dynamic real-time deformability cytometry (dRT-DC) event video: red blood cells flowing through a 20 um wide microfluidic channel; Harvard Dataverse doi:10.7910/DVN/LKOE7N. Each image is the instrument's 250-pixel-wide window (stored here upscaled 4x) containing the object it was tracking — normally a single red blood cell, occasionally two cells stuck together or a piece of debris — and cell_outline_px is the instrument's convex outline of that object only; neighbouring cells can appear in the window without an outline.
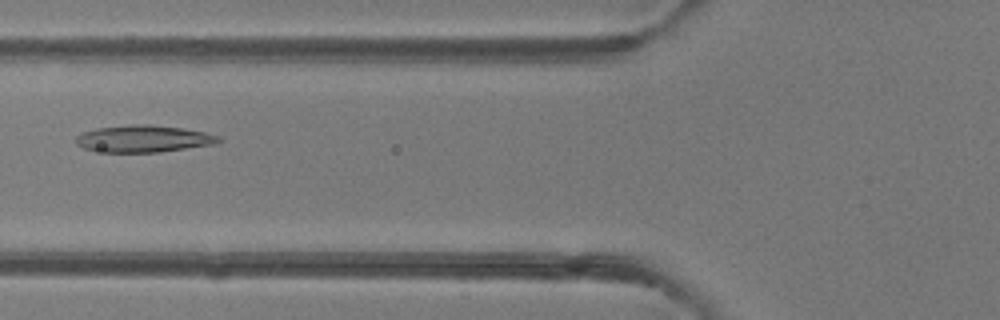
{"species": "common noctule bat (a hibernating species)", "species_latin": "Nyctalus noctula", "temperature_condition": "room temperature", "stored_images_in_passage": 34, "camera_frame_rate_fps": 3000, "um_per_image_px": 0.085, "animal": {"sex": "female"}, "frame": {"image": 1, "passage_image": 5, "time_ms": 1.333, "image_size_px": [1000, 320], "cell_outline_px": [[220, 140], [216, 144], [160, 152], [104, 152], [84, 148], [76, 144], [76, 136], [84, 132], [96, 128], [128, 124], [148, 124], [184, 128], [204, 132], [220, 136]], "centroid_in_image_um": [12.21, 11.79], "position_along_channel_um": 113.6, "area_um2": 22.48}}
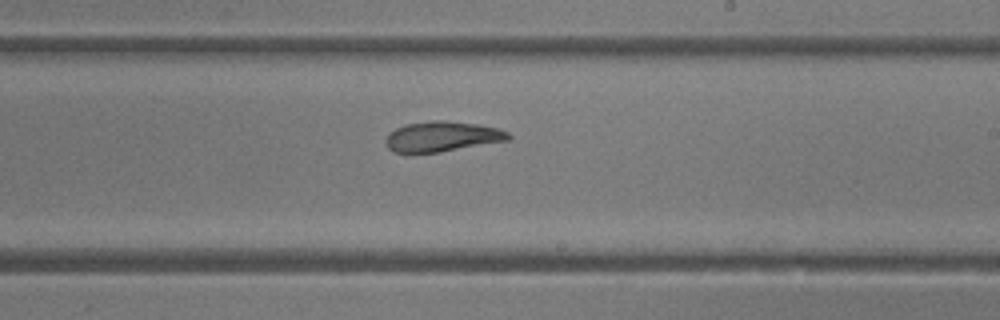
{"frame": {"image": 2, "passage_image": 15, "time_ms": 4.667, "image_size_px": [1000, 320], "cell_outline_px": [[512, 136], [508, 140], [440, 152], [392, 152], [388, 148], [384, 140], [388, 132], [404, 124], [432, 120], [444, 120], [476, 124], [500, 128], [508, 132]], "centroid_in_image_um": [37.55, 11.59], "position_along_channel_um": 251.4, "area_um2": 21.68}}
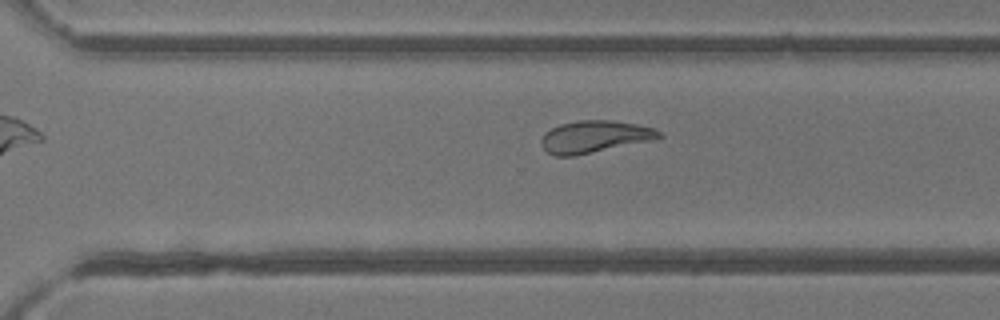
{"frame": {"image": 3, "passage_image": 20, "time_ms": 6.333, "image_size_px": [1000, 320], "cell_outline_px": [[664, 136], [656, 140], [572, 156], [556, 156], [548, 152], [540, 144], [540, 140], [544, 132], [560, 124], [576, 120], [612, 120], [636, 124], [656, 128]], "centroid_in_image_um": [50.56, 11.61], "position_along_channel_um": 320.0, "area_um2": 22.25}, "authors_computed_cell_mechanics": {"area_um2": 21.4438, "velocity_mm_per_s": 4.1316, "shape_relaxation_time_tau1_ms": 8.6661, "shape_relaxation_time_tau2_ms": 2.6398, "deformation_change_tau1": 0.2468, "deformation_change_tau2": 0.0988}}